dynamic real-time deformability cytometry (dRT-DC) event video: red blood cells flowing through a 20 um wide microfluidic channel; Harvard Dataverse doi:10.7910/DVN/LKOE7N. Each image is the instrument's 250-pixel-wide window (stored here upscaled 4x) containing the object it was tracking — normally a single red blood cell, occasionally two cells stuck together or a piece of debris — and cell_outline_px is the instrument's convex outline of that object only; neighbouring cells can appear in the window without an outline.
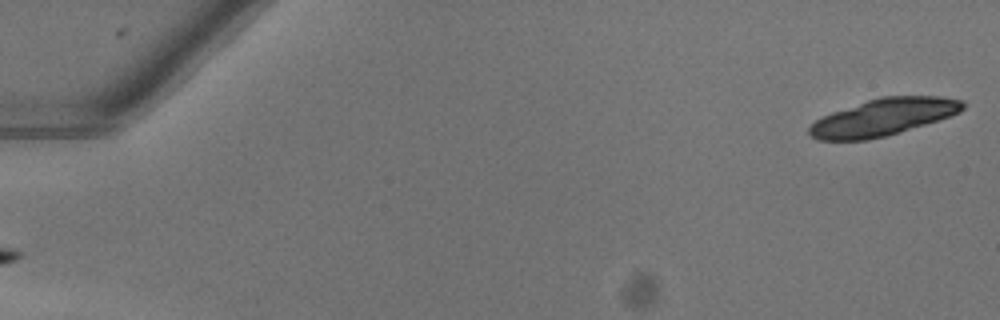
{"species": "common noctule bat (a hibernating species)", "species_latin": "Nyctalus noctula", "temperature_condition": "warm", "stored_images_in_passage": 20, "camera_frame_rate_fps": 3000, "um_per_image_px": 0.085, "animal": {"sex": "female"}, "frame": {"image": 1, "passage_image": 1, "time_ms": 0.0, "image_size_px": [1000, 320], "cell_outline_px": [[964, 108], [960, 112], [900, 132], [868, 140], [816, 140], [808, 132], [808, 128], [816, 120], [832, 112], [880, 96], [940, 96], [964, 100]], "centroid_in_image_um": [75.07, 9.95], "position_along_channel_um": 9.9, "area_um2": 32.71}}